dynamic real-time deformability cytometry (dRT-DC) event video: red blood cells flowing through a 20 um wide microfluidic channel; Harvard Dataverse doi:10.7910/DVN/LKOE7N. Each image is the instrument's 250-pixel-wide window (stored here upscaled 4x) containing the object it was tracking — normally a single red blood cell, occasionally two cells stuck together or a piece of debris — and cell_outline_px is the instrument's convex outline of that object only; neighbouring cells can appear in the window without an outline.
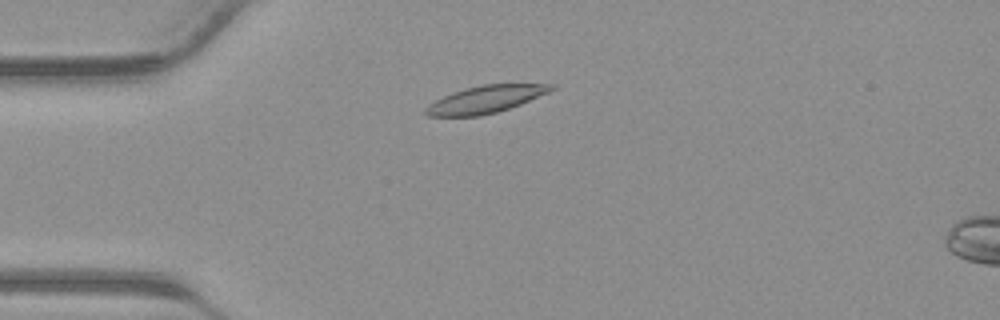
{"species": "common noctule bat (a hibernating species)", "species_latin": "Nyctalus noctula", "temperature_condition": "warm", "stored_images_in_passage": 38, "camera_frame_rate_fps": 3000, "um_per_image_px": 0.085, "animal": {"sex": "male", "body_mass_g": 23.1, "forearm_length_mm": 52.7}, "frame": {"image": 1, "passage_image": 7, "time_ms": 2.0, "image_size_px": [1000, 320], "cell_outline_px": [[556, 88], [548, 92], [520, 104], [496, 112], [480, 116], [428, 116], [424, 112], [424, 108], [428, 104], [452, 92], [464, 88], [480, 84], [556, 84]], "centroid_in_image_um": [41.24, 8.44], "position_along_channel_um": 43.8, "area_um2": 19.88}}
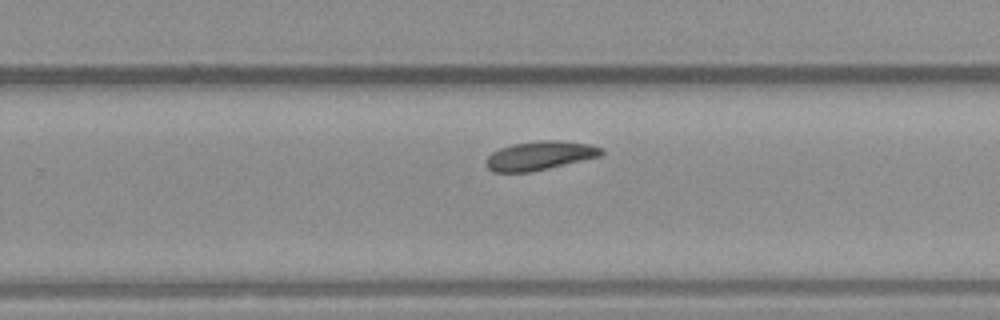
{"frame": {"image": 2, "passage_image": 23, "time_ms": 7.333, "image_size_px": [1000, 320], "cell_outline_px": [[604, 152], [600, 156], [532, 172], [492, 172], [488, 168], [488, 156], [492, 152], [500, 148], [512, 144], [540, 140], [556, 140], [592, 144], [604, 148]], "centroid_in_image_um": [45.92, 13.22], "position_along_channel_um": 283.9, "area_um2": 19.36}}
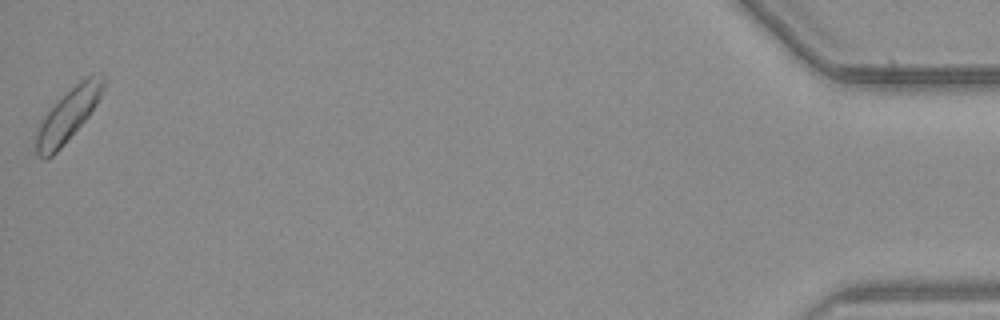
{"frame": {"image": 3, "passage_image": 38, "time_ms": 12.333, "image_size_px": [1000, 320], "cell_outline_px": [[108, 80], [96, 104], [88, 116], [60, 148], [52, 156], [44, 160], [40, 160], [36, 156], [36, 132], [40, 120], [56, 100], [60, 96], [80, 80], [88, 76], [104, 72], [108, 76]], "centroid_in_image_um": [5.79, 9.73], "position_along_channel_um": 429.4, "area_um2": 21.04}}